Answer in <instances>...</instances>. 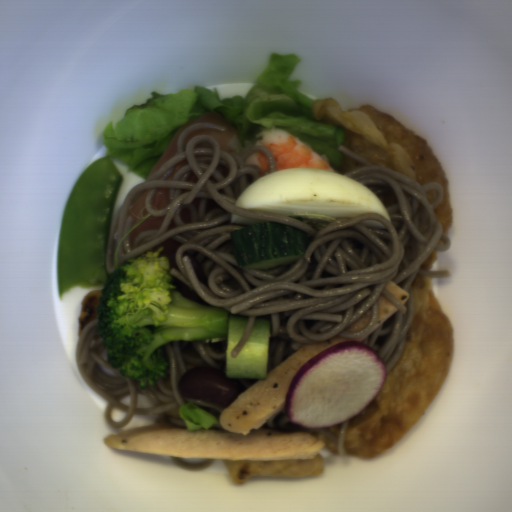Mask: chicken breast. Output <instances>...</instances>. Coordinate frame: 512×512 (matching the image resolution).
<instances>
[{
	"label": "chicken breast",
	"instance_id": "obj_2",
	"mask_svg": "<svg viewBox=\"0 0 512 512\" xmlns=\"http://www.w3.org/2000/svg\"><path fill=\"white\" fill-rule=\"evenodd\" d=\"M398 308L382 294L378 298V319L374 327L360 338L345 339L334 336L325 342L302 344L277 365L266 370V379L245 387L229 407L222 409L219 421L223 432L246 436L252 429L267 426V420L277 412L285 413L288 388L301 367L321 351L341 342L364 341L395 315Z\"/></svg>",
	"mask_w": 512,
	"mask_h": 512
},
{
	"label": "chicken breast",
	"instance_id": "obj_3",
	"mask_svg": "<svg viewBox=\"0 0 512 512\" xmlns=\"http://www.w3.org/2000/svg\"><path fill=\"white\" fill-rule=\"evenodd\" d=\"M385 289L390 292L395 298H397L401 303H406L409 299V292L401 288L395 282L388 280L385 284Z\"/></svg>",
	"mask_w": 512,
	"mask_h": 512
},
{
	"label": "chicken breast",
	"instance_id": "obj_1",
	"mask_svg": "<svg viewBox=\"0 0 512 512\" xmlns=\"http://www.w3.org/2000/svg\"><path fill=\"white\" fill-rule=\"evenodd\" d=\"M324 437L325 433H277L267 425L243 436L224 432L221 426L188 432L184 425L162 423L133 428L103 441L120 452L224 462L313 459L326 447Z\"/></svg>",
	"mask_w": 512,
	"mask_h": 512
},
{
	"label": "chicken breast",
	"instance_id": "obj_4",
	"mask_svg": "<svg viewBox=\"0 0 512 512\" xmlns=\"http://www.w3.org/2000/svg\"><path fill=\"white\" fill-rule=\"evenodd\" d=\"M371 313H372V309L370 307L357 320H355L352 324H350L347 328H345L344 329L345 332L351 331V330H362L363 328L368 326L370 323V319H371Z\"/></svg>",
	"mask_w": 512,
	"mask_h": 512
}]
</instances>
